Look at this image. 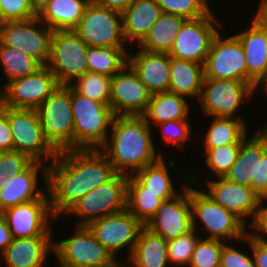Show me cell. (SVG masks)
<instances>
[{"instance_id": "1", "label": "cell", "mask_w": 267, "mask_h": 267, "mask_svg": "<svg viewBox=\"0 0 267 267\" xmlns=\"http://www.w3.org/2000/svg\"><path fill=\"white\" fill-rule=\"evenodd\" d=\"M50 163L48 193L51 210L56 218L116 174L99 149L59 152Z\"/></svg>"}, {"instance_id": "2", "label": "cell", "mask_w": 267, "mask_h": 267, "mask_svg": "<svg viewBox=\"0 0 267 267\" xmlns=\"http://www.w3.org/2000/svg\"><path fill=\"white\" fill-rule=\"evenodd\" d=\"M150 128L143 116L115 115L110 138L99 150L116 173L133 175L163 156L156 153Z\"/></svg>"}, {"instance_id": "3", "label": "cell", "mask_w": 267, "mask_h": 267, "mask_svg": "<svg viewBox=\"0 0 267 267\" xmlns=\"http://www.w3.org/2000/svg\"><path fill=\"white\" fill-rule=\"evenodd\" d=\"M74 150L101 148L109 137L115 114L111 106L77 93L71 87Z\"/></svg>"}, {"instance_id": "4", "label": "cell", "mask_w": 267, "mask_h": 267, "mask_svg": "<svg viewBox=\"0 0 267 267\" xmlns=\"http://www.w3.org/2000/svg\"><path fill=\"white\" fill-rule=\"evenodd\" d=\"M45 139L59 153L74 150V119L71 86L60 85L36 109Z\"/></svg>"}, {"instance_id": "5", "label": "cell", "mask_w": 267, "mask_h": 267, "mask_svg": "<svg viewBox=\"0 0 267 267\" xmlns=\"http://www.w3.org/2000/svg\"><path fill=\"white\" fill-rule=\"evenodd\" d=\"M190 185V203L192 210L193 229H197L198 219L202 221V229L209 233L207 239L226 241L244 240L248 235L246 224L234 213L226 210L219 203L209 197L205 191L192 188ZM197 220V221H196Z\"/></svg>"}, {"instance_id": "6", "label": "cell", "mask_w": 267, "mask_h": 267, "mask_svg": "<svg viewBox=\"0 0 267 267\" xmlns=\"http://www.w3.org/2000/svg\"><path fill=\"white\" fill-rule=\"evenodd\" d=\"M224 177L252 187L261 199H267V134L264 130L241 142L237 160Z\"/></svg>"}, {"instance_id": "7", "label": "cell", "mask_w": 267, "mask_h": 267, "mask_svg": "<svg viewBox=\"0 0 267 267\" xmlns=\"http://www.w3.org/2000/svg\"><path fill=\"white\" fill-rule=\"evenodd\" d=\"M7 116L14 141V150L26 154L33 161H52L58 152L45 139L36 109L10 108L0 103Z\"/></svg>"}, {"instance_id": "8", "label": "cell", "mask_w": 267, "mask_h": 267, "mask_svg": "<svg viewBox=\"0 0 267 267\" xmlns=\"http://www.w3.org/2000/svg\"><path fill=\"white\" fill-rule=\"evenodd\" d=\"M127 181L128 175L116 173L75 202L64 215L80 216L77 226H87L93 220L125 211Z\"/></svg>"}, {"instance_id": "9", "label": "cell", "mask_w": 267, "mask_h": 267, "mask_svg": "<svg viewBox=\"0 0 267 267\" xmlns=\"http://www.w3.org/2000/svg\"><path fill=\"white\" fill-rule=\"evenodd\" d=\"M87 48L74 30L53 31L47 67L60 85H70L88 72Z\"/></svg>"}, {"instance_id": "10", "label": "cell", "mask_w": 267, "mask_h": 267, "mask_svg": "<svg viewBox=\"0 0 267 267\" xmlns=\"http://www.w3.org/2000/svg\"><path fill=\"white\" fill-rule=\"evenodd\" d=\"M74 235L54 241L59 267H108L117 261L87 226H76Z\"/></svg>"}, {"instance_id": "11", "label": "cell", "mask_w": 267, "mask_h": 267, "mask_svg": "<svg viewBox=\"0 0 267 267\" xmlns=\"http://www.w3.org/2000/svg\"><path fill=\"white\" fill-rule=\"evenodd\" d=\"M184 175L187 185L176 196L163 200L155 215L147 222L145 227L151 232L160 235L165 240L174 239L193 230L192 210L190 203V185L198 184L197 178Z\"/></svg>"}, {"instance_id": "12", "label": "cell", "mask_w": 267, "mask_h": 267, "mask_svg": "<svg viewBox=\"0 0 267 267\" xmlns=\"http://www.w3.org/2000/svg\"><path fill=\"white\" fill-rule=\"evenodd\" d=\"M52 33L53 30L37 16L27 20L7 21L0 27V42L20 50L38 60L43 66H47Z\"/></svg>"}, {"instance_id": "13", "label": "cell", "mask_w": 267, "mask_h": 267, "mask_svg": "<svg viewBox=\"0 0 267 267\" xmlns=\"http://www.w3.org/2000/svg\"><path fill=\"white\" fill-rule=\"evenodd\" d=\"M256 89L247 82L204 78L199 100L205 115L215 117H237L241 104L254 94ZM244 100V101H243Z\"/></svg>"}, {"instance_id": "14", "label": "cell", "mask_w": 267, "mask_h": 267, "mask_svg": "<svg viewBox=\"0 0 267 267\" xmlns=\"http://www.w3.org/2000/svg\"><path fill=\"white\" fill-rule=\"evenodd\" d=\"M74 32L90 47H125L122 14L90 2Z\"/></svg>"}, {"instance_id": "15", "label": "cell", "mask_w": 267, "mask_h": 267, "mask_svg": "<svg viewBox=\"0 0 267 267\" xmlns=\"http://www.w3.org/2000/svg\"><path fill=\"white\" fill-rule=\"evenodd\" d=\"M60 84L43 66L37 72L14 79L0 88V103L10 108L37 109Z\"/></svg>"}, {"instance_id": "16", "label": "cell", "mask_w": 267, "mask_h": 267, "mask_svg": "<svg viewBox=\"0 0 267 267\" xmlns=\"http://www.w3.org/2000/svg\"><path fill=\"white\" fill-rule=\"evenodd\" d=\"M217 19L212 11L197 19H186L168 55L204 65L213 38L219 32L216 26L221 28Z\"/></svg>"}, {"instance_id": "17", "label": "cell", "mask_w": 267, "mask_h": 267, "mask_svg": "<svg viewBox=\"0 0 267 267\" xmlns=\"http://www.w3.org/2000/svg\"><path fill=\"white\" fill-rule=\"evenodd\" d=\"M215 35L204 63V78L247 82V65L241 42L234 34L222 39Z\"/></svg>"}, {"instance_id": "18", "label": "cell", "mask_w": 267, "mask_h": 267, "mask_svg": "<svg viewBox=\"0 0 267 267\" xmlns=\"http://www.w3.org/2000/svg\"><path fill=\"white\" fill-rule=\"evenodd\" d=\"M144 225L127 209L123 212L91 221L87 228L95 238L116 258L124 247H129L130 257Z\"/></svg>"}, {"instance_id": "19", "label": "cell", "mask_w": 267, "mask_h": 267, "mask_svg": "<svg viewBox=\"0 0 267 267\" xmlns=\"http://www.w3.org/2000/svg\"><path fill=\"white\" fill-rule=\"evenodd\" d=\"M151 96L128 63L111 78L110 106L115 115L142 116Z\"/></svg>"}, {"instance_id": "20", "label": "cell", "mask_w": 267, "mask_h": 267, "mask_svg": "<svg viewBox=\"0 0 267 267\" xmlns=\"http://www.w3.org/2000/svg\"><path fill=\"white\" fill-rule=\"evenodd\" d=\"M2 215L13 238L51 236L50 219L55 220L50 200H33L6 209Z\"/></svg>"}, {"instance_id": "21", "label": "cell", "mask_w": 267, "mask_h": 267, "mask_svg": "<svg viewBox=\"0 0 267 267\" xmlns=\"http://www.w3.org/2000/svg\"><path fill=\"white\" fill-rule=\"evenodd\" d=\"M40 161H32L23 171L16 176L8 178L1 183L0 188V213L8 208L33 200H50L48 193V165ZM44 175L46 192L38 188V173ZM44 192V193H43ZM48 197V198H47Z\"/></svg>"}, {"instance_id": "22", "label": "cell", "mask_w": 267, "mask_h": 267, "mask_svg": "<svg viewBox=\"0 0 267 267\" xmlns=\"http://www.w3.org/2000/svg\"><path fill=\"white\" fill-rule=\"evenodd\" d=\"M217 178L216 181L210 179L206 181L208 191L205 193L226 210L234 213L245 224L247 216H251L253 221L262 200L260 196L250 186L231 182L225 177Z\"/></svg>"}, {"instance_id": "23", "label": "cell", "mask_w": 267, "mask_h": 267, "mask_svg": "<svg viewBox=\"0 0 267 267\" xmlns=\"http://www.w3.org/2000/svg\"><path fill=\"white\" fill-rule=\"evenodd\" d=\"M128 52V64L133 68L140 81L152 93L169 91L170 56L168 53L149 52L139 49L136 54Z\"/></svg>"}, {"instance_id": "24", "label": "cell", "mask_w": 267, "mask_h": 267, "mask_svg": "<svg viewBox=\"0 0 267 267\" xmlns=\"http://www.w3.org/2000/svg\"><path fill=\"white\" fill-rule=\"evenodd\" d=\"M235 35L245 53L247 83L257 90L267 77V29L252 19L250 28Z\"/></svg>"}, {"instance_id": "25", "label": "cell", "mask_w": 267, "mask_h": 267, "mask_svg": "<svg viewBox=\"0 0 267 267\" xmlns=\"http://www.w3.org/2000/svg\"><path fill=\"white\" fill-rule=\"evenodd\" d=\"M51 251L54 252L51 236L13 238L2 253L0 263L4 261L7 267H43Z\"/></svg>"}, {"instance_id": "26", "label": "cell", "mask_w": 267, "mask_h": 267, "mask_svg": "<svg viewBox=\"0 0 267 267\" xmlns=\"http://www.w3.org/2000/svg\"><path fill=\"white\" fill-rule=\"evenodd\" d=\"M91 0H48L37 17L53 31L74 30Z\"/></svg>"}, {"instance_id": "27", "label": "cell", "mask_w": 267, "mask_h": 267, "mask_svg": "<svg viewBox=\"0 0 267 267\" xmlns=\"http://www.w3.org/2000/svg\"><path fill=\"white\" fill-rule=\"evenodd\" d=\"M162 11L155 0H133L122 13L123 35L128 43H139L155 22Z\"/></svg>"}, {"instance_id": "28", "label": "cell", "mask_w": 267, "mask_h": 267, "mask_svg": "<svg viewBox=\"0 0 267 267\" xmlns=\"http://www.w3.org/2000/svg\"><path fill=\"white\" fill-rule=\"evenodd\" d=\"M127 260L134 267H169L167 240L144 226Z\"/></svg>"}, {"instance_id": "29", "label": "cell", "mask_w": 267, "mask_h": 267, "mask_svg": "<svg viewBox=\"0 0 267 267\" xmlns=\"http://www.w3.org/2000/svg\"><path fill=\"white\" fill-rule=\"evenodd\" d=\"M178 193H153L146 191L133 175L128 176L126 209L144 226L155 215L163 200L171 199Z\"/></svg>"}, {"instance_id": "30", "label": "cell", "mask_w": 267, "mask_h": 267, "mask_svg": "<svg viewBox=\"0 0 267 267\" xmlns=\"http://www.w3.org/2000/svg\"><path fill=\"white\" fill-rule=\"evenodd\" d=\"M203 80V64L170 57V92L198 100Z\"/></svg>"}, {"instance_id": "31", "label": "cell", "mask_w": 267, "mask_h": 267, "mask_svg": "<svg viewBox=\"0 0 267 267\" xmlns=\"http://www.w3.org/2000/svg\"><path fill=\"white\" fill-rule=\"evenodd\" d=\"M189 105L184 96L173 92H161L152 94L147 110L142 115L146 123L158 125L170 120L189 119Z\"/></svg>"}, {"instance_id": "32", "label": "cell", "mask_w": 267, "mask_h": 267, "mask_svg": "<svg viewBox=\"0 0 267 267\" xmlns=\"http://www.w3.org/2000/svg\"><path fill=\"white\" fill-rule=\"evenodd\" d=\"M185 20L182 16L162 12L145 37L137 44L139 49L169 53Z\"/></svg>"}, {"instance_id": "33", "label": "cell", "mask_w": 267, "mask_h": 267, "mask_svg": "<svg viewBox=\"0 0 267 267\" xmlns=\"http://www.w3.org/2000/svg\"><path fill=\"white\" fill-rule=\"evenodd\" d=\"M212 120L203 139V149H212L223 145L241 143L248 137L247 126L242 119L213 116Z\"/></svg>"}, {"instance_id": "34", "label": "cell", "mask_w": 267, "mask_h": 267, "mask_svg": "<svg viewBox=\"0 0 267 267\" xmlns=\"http://www.w3.org/2000/svg\"><path fill=\"white\" fill-rule=\"evenodd\" d=\"M86 60L88 72L113 77L128 63L126 47H90Z\"/></svg>"}, {"instance_id": "35", "label": "cell", "mask_w": 267, "mask_h": 267, "mask_svg": "<svg viewBox=\"0 0 267 267\" xmlns=\"http://www.w3.org/2000/svg\"><path fill=\"white\" fill-rule=\"evenodd\" d=\"M175 160H168L167 164L163 156L156 162L146 165L139 171L135 172L133 176L144 186L146 191L153 193H179L174 188L172 179L169 175V170L175 165Z\"/></svg>"}, {"instance_id": "36", "label": "cell", "mask_w": 267, "mask_h": 267, "mask_svg": "<svg viewBox=\"0 0 267 267\" xmlns=\"http://www.w3.org/2000/svg\"><path fill=\"white\" fill-rule=\"evenodd\" d=\"M0 64L7 82L37 72L43 65L35 58L0 42Z\"/></svg>"}, {"instance_id": "37", "label": "cell", "mask_w": 267, "mask_h": 267, "mask_svg": "<svg viewBox=\"0 0 267 267\" xmlns=\"http://www.w3.org/2000/svg\"><path fill=\"white\" fill-rule=\"evenodd\" d=\"M111 78L99 73L86 72L70 86L81 95L110 105Z\"/></svg>"}, {"instance_id": "38", "label": "cell", "mask_w": 267, "mask_h": 267, "mask_svg": "<svg viewBox=\"0 0 267 267\" xmlns=\"http://www.w3.org/2000/svg\"><path fill=\"white\" fill-rule=\"evenodd\" d=\"M241 143L223 145L205 149V164L215 173L216 177H224L237 160Z\"/></svg>"}, {"instance_id": "39", "label": "cell", "mask_w": 267, "mask_h": 267, "mask_svg": "<svg viewBox=\"0 0 267 267\" xmlns=\"http://www.w3.org/2000/svg\"><path fill=\"white\" fill-rule=\"evenodd\" d=\"M224 241L199 238L188 263L190 267H220V258Z\"/></svg>"}, {"instance_id": "40", "label": "cell", "mask_w": 267, "mask_h": 267, "mask_svg": "<svg viewBox=\"0 0 267 267\" xmlns=\"http://www.w3.org/2000/svg\"><path fill=\"white\" fill-rule=\"evenodd\" d=\"M161 11L179 15L185 19H197L210 11L208 0H155Z\"/></svg>"}, {"instance_id": "41", "label": "cell", "mask_w": 267, "mask_h": 267, "mask_svg": "<svg viewBox=\"0 0 267 267\" xmlns=\"http://www.w3.org/2000/svg\"><path fill=\"white\" fill-rule=\"evenodd\" d=\"M197 231L194 229L184 235L167 241L168 259L170 264L187 266L194 252L195 245L199 240Z\"/></svg>"}, {"instance_id": "42", "label": "cell", "mask_w": 267, "mask_h": 267, "mask_svg": "<svg viewBox=\"0 0 267 267\" xmlns=\"http://www.w3.org/2000/svg\"><path fill=\"white\" fill-rule=\"evenodd\" d=\"M189 120L190 119L170 120L158 124L164 141L171 145H176L179 149H183L185 141H188L192 135V127L189 124Z\"/></svg>"}, {"instance_id": "43", "label": "cell", "mask_w": 267, "mask_h": 267, "mask_svg": "<svg viewBox=\"0 0 267 267\" xmlns=\"http://www.w3.org/2000/svg\"><path fill=\"white\" fill-rule=\"evenodd\" d=\"M6 21L27 20L37 16L29 0H0Z\"/></svg>"}, {"instance_id": "44", "label": "cell", "mask_w": 267, "mask_h": 267, "mask_svg": "<svg viewBox=\"0 0 267 267\" xmlns=\"http://www.w3.org/2000/svg\"><path fill=\"white\" fill-rule=\"evenodd\" d=\"M220 267H255V264L251 256L225 243L222 247Z\"/></svg>"}, {"instance_id": "45", "label": "cell", "mask_w": 267, "mask_h": 267, "mask_svg": "<svg viewBox=\"0 0 267 267\" xmlns=\"http://www.w3.org/2000/svg\"><path fill=\"white\" fill-rule=\"evenodd\" d=\"M33 160L19 151H4V168L14 176L23 171Z\"/></svg>"}, {"instance_id": "46", "label": "cell", "mask_w": 267, "mask_h": 267, "mask_svg": "<svg viewBox=\"0 0 267 267\" xmlns=\"http://www.w3.org/2000/svg\"><path fill=\"white\" fill-rule=\"evenodd\" d=\"M264 201H267V199L261 200L255 218L250 222L251 228L256 232H248V234L259 241L267 242L265 237L261 235V233L267 235V206L263 205Z\"/></svg>"}, {"instance_id": "47", "label": "cell", "mask_w": 267, "mask_h": 267, "mask_svg": "<svg viewBox=\"0 0 267 267\" xmlns=\"http://www.w3.org/2000/svg\"><path fill=\"white\" fill-rule=\"evenodd\" d=\"M244 240L251 246L255 267H267V242L259 241L249 234Z\"/></svg>"}, {"instance_id": "48", "label": "cell", "mask_w": 267, "mask_h": 267, "mask_svg": "<svg viewBox=\"0 0 267 267\" xmlns=\"http://www.w3.org/2000/svg\"><path fill=\"white\" fill-rule=\"evenodd\" d=\"M14 141L7 116L0 110V152L13 151Z\"/></svg>"}, {"instance_id": "49", "label": "cell", "mask_w": 267, "mask_h": 267, "mask_svg": "<svg viewBox=\"0 0 267 267\" xmlns=\"http://www.w3.org/2000/svg\"><path fill=\"white\" fill-rule=\"evenodd\" d=\"M133 0H91L97 6L108 8L122 14L132 3Z\"/></svg>"}, {"instance_id": "50", "label": "cell", "mask_w": 267, "mask_h": 267, "mask_svg": "<svg viewBox=\"0 0 267 267\" xmlns=\"http://www.w3.org/2000/svg\"><path fill=\"white\" fill-rule=\"evenodd\" d=\"M13 237L9 230V227L2 215L0 213V253L2 254L8 245L11 243Z\"/></svg>"}, {"instance_id": "51", "label": "cell", "mask_w": 267, "mask_h": 267, "mask_svg": "<svg viewBox=\"0 0 267 267\" xmlns=\"http://www.w3.org/2000/svg\"><path fill=\"white\" fill-rule=\"evenodd\" d=\"M259 26L267 29V0H260L256 15L252 18Z\"/></svg>"}, {"instance_id": "52", "label": "cell", "mask_w": 267, "mask_h": 267, "mask_svg": "<svg viewBox=\"0 0 267 267\" xmlns=\"http://www.w3.org/2000/svg\"><path fill=\"white\" fill-rule=\"evenodd\" d=\"M13 176L14 174L12 172H7V170L4 168V152H0V188L1 183Z\"/></svg>"}, {"instance_id": "53", "label": "cell", "mask_w": 267, "mask_h": 267, "mask_svg": "<svg viewBox=\"0 0 267 267\" xmlns=\"http://www.w3.org/2000/svg\"><path fill=\"white\" fill-rule=\"evenodd\" d=\"M48 0H29L30 4L34 7L36 11Z\"/></svg>"}, {"instance_id": "54", "label": "cell", "mask_w": 267, "mask_h": 267, "mask_svg": "<svg viewBox=\"0 0 267 267\" xmlns=\"http://www.w3.org/2000/svg\"><path fill=\"white\" fill-rule=\"evenodd\" d=\"M108 267H130V266H126L125 264L121 263V261L119 262V260H118V262L116 261V262H114L112 265H110Z\"/></svg>"}, {"instance_id": "55", "label": "cell", "mask_w": 267, "mask_h": 267, "mask_svg": "<svg viewBox=\"0 0 267 267\" xmlns=\"http://www.w3.org/2000/svg\"><path fill=\"white\" fill-rule=\"evenodd\" d=\"M7 22L4 18V14H3V11H2V8H1V5H0V27L5 23Z\"/></svg>"}, {"instance_id": "56", "label": "cell", "mask_w": 267, "mask_h": 267, "mask_svg": "<svg viewBox=\"0 0 267 267\" xmlns=\"http://www.w3.org/2000/svg\"><path fill=\"white\" fill-rule=\"evenodd\" d=\"M261 86V88L263 89V93L265 94L266 98H267V85H259V87Z\"/></svg>"}, {"instance_id": "57", "label": "cell", "mask_w": 267, "mask_h": 267, "mask_svg": "<svg viewBox=\"0 0 267 267\" xmlns=\"http://www.w3.org/2000/svg\"><path fill=\"white\" fill-rule=\"evenodd\" d=\"M261 130H264L266 132V134H267V124L266 123H265L264 127L261 128Z\"/></svg>"}, {"instance_id": "58", "label": "cell", "mask_w": 267, "mask_h": 267, "mask_svg": "<svg viewBox=\"0 0 267 267\" xmlns=\"http://www.w3.org/2000/svg\"><path fill=\"white\" fill-rule=\"evenodd\" d=\"M261 84L262 85H267V77L263 80V82Z\"/></svg>"}]
</instances>
